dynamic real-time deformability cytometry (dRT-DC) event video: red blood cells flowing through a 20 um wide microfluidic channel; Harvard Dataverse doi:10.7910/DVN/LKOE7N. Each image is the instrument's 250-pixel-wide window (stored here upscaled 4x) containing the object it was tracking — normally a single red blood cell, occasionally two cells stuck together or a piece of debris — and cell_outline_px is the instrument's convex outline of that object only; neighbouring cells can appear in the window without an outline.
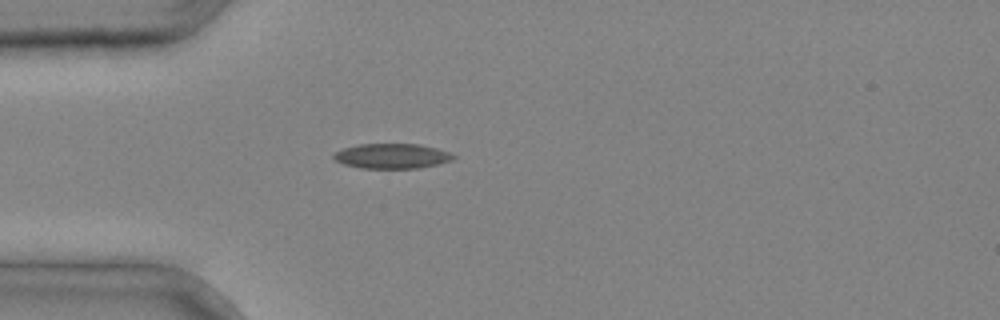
{"species": "common noctule bat (a hibernating species)", "species_latin": "Nyctalus noctula", "temperature_condition": "cold", "stored_images_in_passage": 3, "camera_frame_rate_fps": 3000, "um_per_image_px": 0.085, "animal": {"sex": "male", "body_mass_g": 20.4}, "frame": {"image": 1, "passage_image": 3, "time_ms": 0.667, "image_size_px": [1000, 320], "cell_outline_px": [[456, 156], [452, 160], [420, 168], [360, 168], [344, 164], [336, 160], [332, 156], [336, 152], [344, 148], [360, 144], [420, 144], [436, 148], [448, 152]], "centroid_in_image_um": [33.32, 13.26], "position_along_channel_um": 51.7, "area_um2": 17.22}}